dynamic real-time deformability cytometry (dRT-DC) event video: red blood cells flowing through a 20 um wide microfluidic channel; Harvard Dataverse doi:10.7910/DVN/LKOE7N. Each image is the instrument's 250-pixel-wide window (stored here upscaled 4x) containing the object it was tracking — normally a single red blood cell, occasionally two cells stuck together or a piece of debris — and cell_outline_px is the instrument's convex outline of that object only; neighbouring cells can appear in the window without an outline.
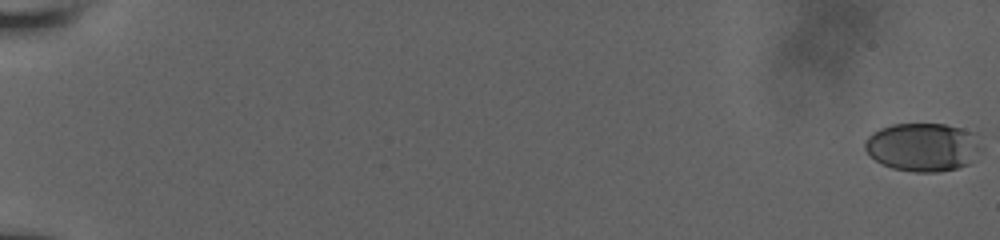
{"species": "human", "species_latin": "Homo sapiens", "temperature_condition": "room temperature", "stored_images_in_passage": 37, "camera_frame_rate_fps": 3000, "um_per_image_px": 0.085, "donor": {"sex": "male"}, "frame": {"image": 1, "passage_image": 1, "time_ms": 0.0, "image_size_px": [1000, 240], "cell_outline_px": [[976, 132], [968, 164], [956, 168], [936, 172], [916, 172], [892, 168], [876, 160], [864, 148], [864, 140], [872, 132], [880, 128], [892, 124], [944, 124]], "centroid_in_image_um": [78.29, 12.48], "position_along_channel_um": 6.7, "area_um2": 31.67}}
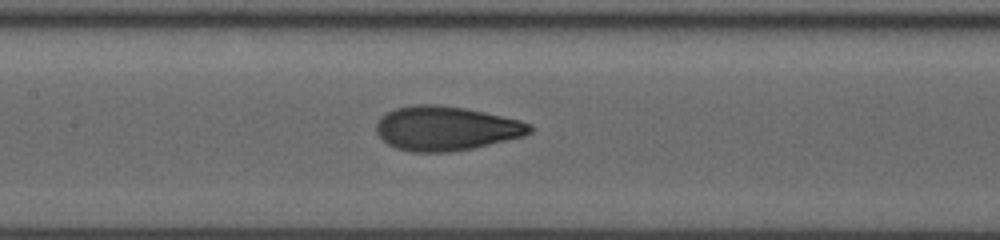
{"frame": {"image": 2, "passage_image": 21, "time_ms": 10.333, "image_size_px": [1000, 240], "cell_outline_px": [[532, 132], [524, 136], [472, 148], [448, 152], [412, 152], [396, 148], [388, 144], [376, 132], [376, 124], [380, 116], [396, 108], [412, 104], [440, 104], [464, 108], [484, 112], [520, 120], [532, 124]], "centroid_in_image_um": [37.9, 10.9], "position_along_channel_um": 169.5, "area_um2": 39.65}}
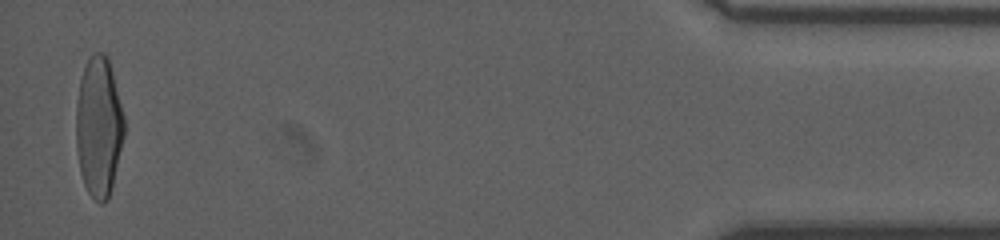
{"frame": {"image": 3, "passage_image": 37, "time_ms": 19.0, "image_size_px": [1000, 240], "cell_outline_px": [[124, 136], [112, 188], [108, 200], [104, 204], [100, 204], [88, 192], [84, 184], [80, 172], [76, 148], [76, 104], [80, 80], [84, 68], [88, 60], [96, 52], [104, 52], [108, 56], [124, 116]], "centroid_in_image_um": [8.39, 10.81], "position_along_channel_um": 426.8, "area_um2": 39.36}, "authors_computed_cell_mechanics": {"area_um2": 38.0902, "velocity_mm_per_s": 3.8529, "shape_relaxation_time_tau1_ms": 5.5173, "shape_relaxation_time_tau2_ms": 0.6986, "deformation_change_tau1": 0.2088, "deformation_change_tau2": 0.0615}}